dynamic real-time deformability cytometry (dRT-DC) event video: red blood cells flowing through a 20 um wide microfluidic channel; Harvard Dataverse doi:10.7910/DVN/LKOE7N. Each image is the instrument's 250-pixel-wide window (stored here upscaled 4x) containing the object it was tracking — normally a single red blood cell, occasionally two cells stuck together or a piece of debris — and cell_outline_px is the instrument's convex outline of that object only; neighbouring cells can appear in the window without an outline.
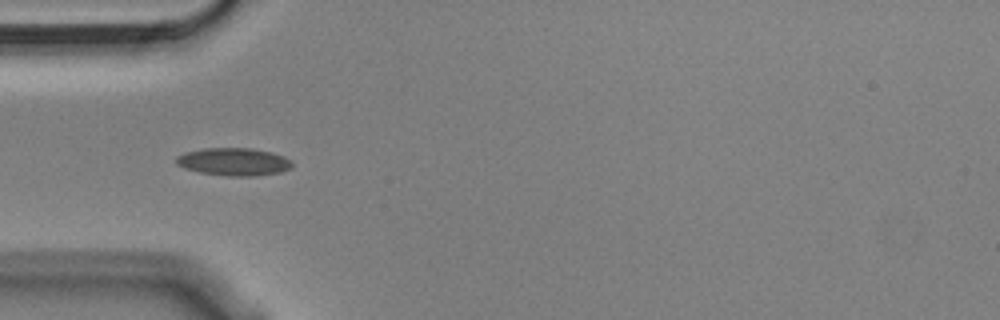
{"species": "Egyptian fruit bat (a non-hibernating species)", "species_latin": "Rousettus aegyptiacus", "temperature_condition": "cold", "stored_images_in_passage": 14, "camera_frame_rate_fps": 3000, "um_per_image_px": 0.085, "animal": {"sex": "male"}, "frame": {"image": 1, "passage_image": 5, "time_ms": 1.333, "image_size_px": [1000, 320], "cell_outline_px": [[292, 168], [280, 172], [252, 176], [228, 176], [200, 172], [184, 168], [176, 164], [176, 156], [184, 152], [204, 148], [252, 148], [272, 152], [284, 156], [292, 160]], "centroid_in_image_um": [19.87, 13.74], "position_along_channel_um": 65.1, "area_um2": 18.84}}
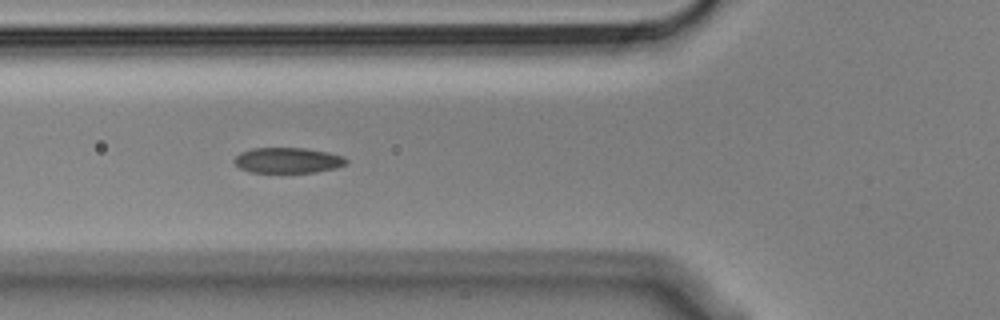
{"frame": {"image": 2, "passage_image": 8, "time_ms": 2.333, "image_size_px": [1000, 320], "cell_outline_px": [[348, 164], [336, 168], [316, 172], [248, 172], [240, 168], [232, 160], [240, 152], [252, 148], [304, 148], [328, 152], [344, 156], [348, 160]], "centroid_in_image_um": [24.48, 13.62], "position_along_channel_um": 101.3, "area_um2": 16.76}}
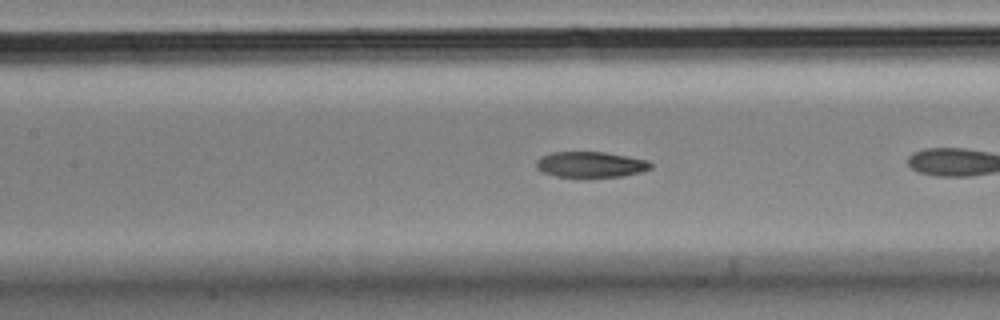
{"frame": {"image": 3, "passage_image": 10, "time_ms": 3.0, "image_size_px": [1000, 320], "cell_outline_px": [[652, 168], [640, 172], [624, 176], [580, 180], [556, 176], [544, 172], [536, 168], [536, 160], [540, 156], [552, 152], [604, 152], [628, 156], [648, 160], [652, 164]], "centroid_in_image_um": [50.19, 14.02], "position_along_channel_um": 157.2, "area_um2": 17.98}}